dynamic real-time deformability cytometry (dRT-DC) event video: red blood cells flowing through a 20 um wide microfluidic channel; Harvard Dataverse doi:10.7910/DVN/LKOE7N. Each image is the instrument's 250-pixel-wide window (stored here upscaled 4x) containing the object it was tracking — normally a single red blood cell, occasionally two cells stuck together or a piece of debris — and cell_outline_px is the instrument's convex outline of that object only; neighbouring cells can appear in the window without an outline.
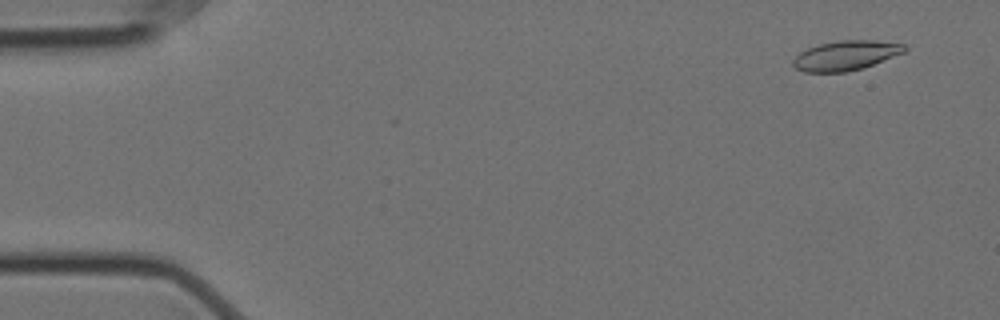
{"species": "Egyptian fruit bat (a non-hibernating species)", "species_latin": "Rousettus aegyptiacus", "temperature_condition": "cold", "stored_images_in_passage": 58, "camera_frame_rate_fps": 3000, "um_per_image_px": 0.085, "animal": {"sex": "female"}, "frame": {"image": 1, "passage_image": 4, "time_ms": 1.0, "image_size_px": [1000, 320], "cell_outline_px": [[908, 48], [904, 52], [872, 64], [860, 68], [844, 72], [804, 72], [796, 68], [792, 64], [792, 60], [800, 52], [808, 48], [820, 44], [840, 40], [876, 40], [908, 44]], "centroid_in_image_um": [71.9, 4.7], "position_along_channel_um": 13.1, "area_um2": 19.13}}
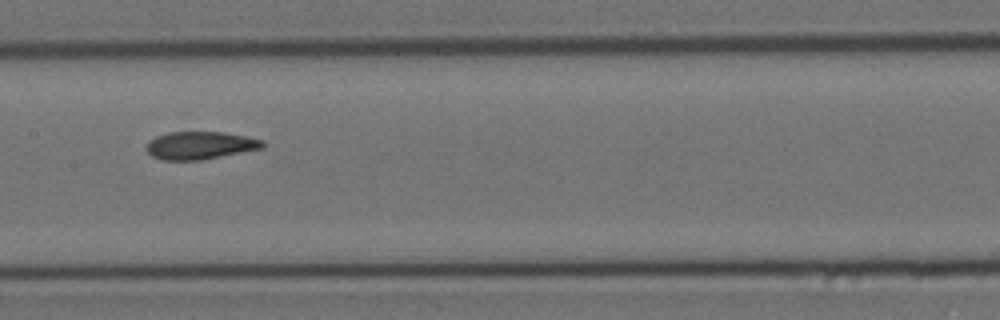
{"frame": {"image": 2, "passage_image": 29, "time_ms": 9.333, "image_size_px": [1000, 320], "cell_outline_px": [[264, 148], [200, 160], [160, 160], [152, 156], [144, 148], [148, 140], [156, 136], [168, 132], [224, 132], [248, 136], [264, 140]], "centroid_in_image_um": [16.99, 12.35], "position_along_channel_um": 190.4, "area_um2": 19.02}}
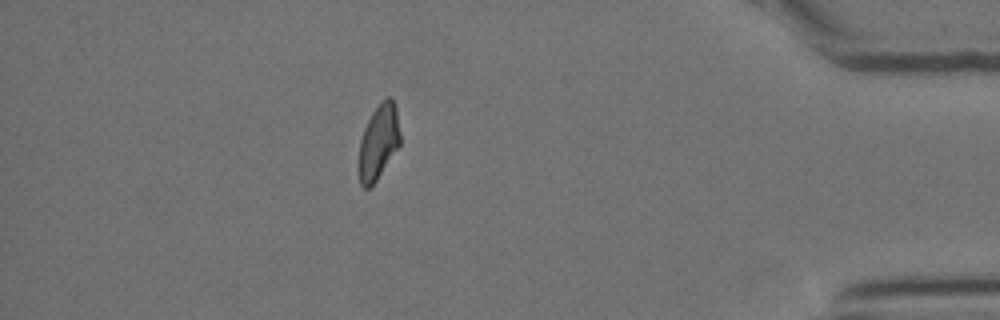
{"frame": {"image": 3, "passage_image": 51, "time_ms": 16.667, "image_size_px": [1000, 320], "cell_outline_px": [[400, 144], [376, 180], [368, 188], [364, 188], [360, 184], [356, 172], [356, 164], [360, 140], [364, 128], [372, 112], [380, 100], [388, 96], [396, 104], [400, 132]], "centroid_in_image_um": [32.13, 12.07], "position_along_channel_um": 403.1, "area_um2": 18.5}, "authors_computed_cell_mechanics": {"area_um2": 19.2763, "velocity_mm_per_s": 3.5064, "shape_relaxation_time_tau1_ms": null, "shape_relaxation_time_tau2_ms": 2.2964, "deformation_change_tau1": null, "deformation_change_tau2": 0.0857}}